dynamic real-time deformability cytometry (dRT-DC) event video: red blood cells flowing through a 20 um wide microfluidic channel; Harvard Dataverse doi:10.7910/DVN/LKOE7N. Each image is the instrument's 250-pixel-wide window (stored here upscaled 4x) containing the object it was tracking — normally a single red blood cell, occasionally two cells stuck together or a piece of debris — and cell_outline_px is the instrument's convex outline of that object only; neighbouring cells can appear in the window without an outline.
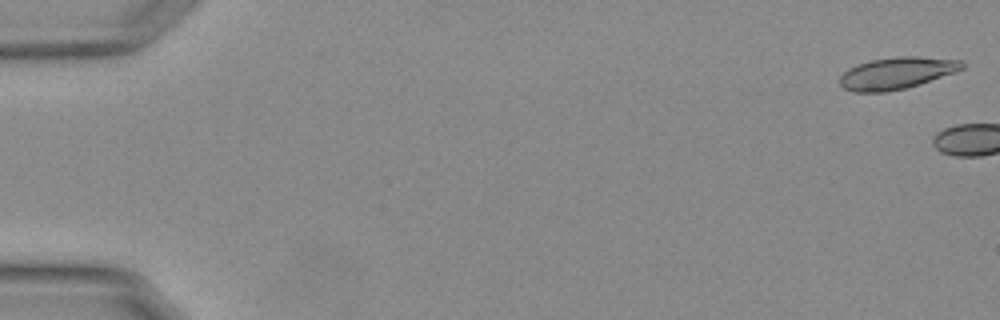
{"species": "Egyptian fruit bat (a non-hibernating species)", "species_latin": "Rousettus aegyptiacus", "temperature_condition": "warm", "stored_images_in_passage": 4, "camera_frame_rate_fps": 3000, "um_per_image_px": 0.085, "animal": {"sex": "female"}, "frame": {"image": 1, "passage_image": 1, "time_ms": 0.0, "image_size_px": [1000, 320], "cell_outline_px": [[964, 68], [956, 72], [920, 84], [904, 88], [884, 92], [852, 92], [844, 88], [840, 84], [840, 76], [848, 68], [856, 64], [872, 60], [896, 56], [916, 56], [964, 60]], "centroid_in_image_um": [76.23, 6.21], "position_along_channel_um": 8.8, "area_um2": 22.83}}